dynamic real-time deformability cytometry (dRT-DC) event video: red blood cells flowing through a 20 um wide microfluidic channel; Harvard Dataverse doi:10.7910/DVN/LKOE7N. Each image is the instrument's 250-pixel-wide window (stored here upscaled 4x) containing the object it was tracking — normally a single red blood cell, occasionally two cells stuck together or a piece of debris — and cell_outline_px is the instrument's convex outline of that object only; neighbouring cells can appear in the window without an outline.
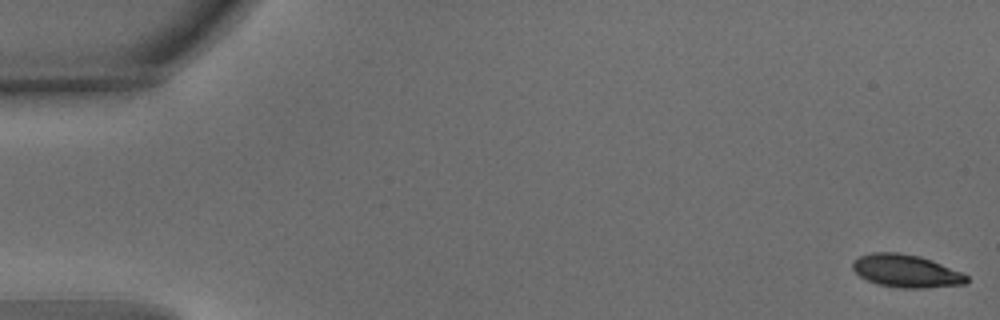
{"species": "common noctule bat (a hibernating species)", "species_latin": "Nyctalus noctula", "temperature_condition": "warm", "stored_images_in_passage": 54, "camera_frame_rate_fps": 3000, "um_per_image_px": 0.085, "animal": {"sex": "male", "body_mass_g": 15.6}, "frame": {"image": 1, "passage_image": 1, "time_ms": 0.0, "image_size_px": [1000, 320], "cell_outline_px": [[968, 280], [964, 284], [924, 288], [904, 288], [876, 284], [860, 276], [852, 268], [852, 260], [860, 256], [872, 252], [900, 252], [920, 256], [932, 260], [960, 272], [968, 276]], "centroid_in_image_um": [76.99, 23.02], "position_along_channel_um": 8.0, "area_um2": 21.73}}
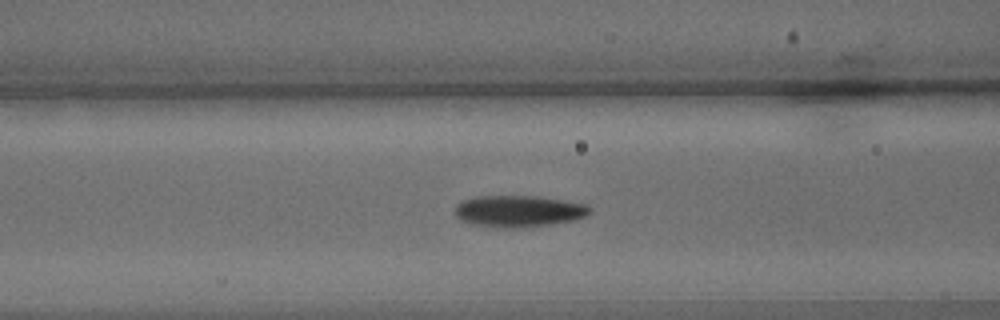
{"frame": {"image": 2, "passage_image": 22, "time_ms": 7.0, "image_size_px": [1000, 320], "cell_outline_px": [[592, 212], [588, 216], [576, 220], [548, 224], [512, 228], [504, 228], [472, 224], [460, 220], [456, 216], [456, 204], [464, 200], [476, 196], [536, 196], [588, 204], [592, 208]], "centroid_in_image_um": [44.13, 17.94], "position_along_channel_um": 122.5, "area_um2": 24.85}}
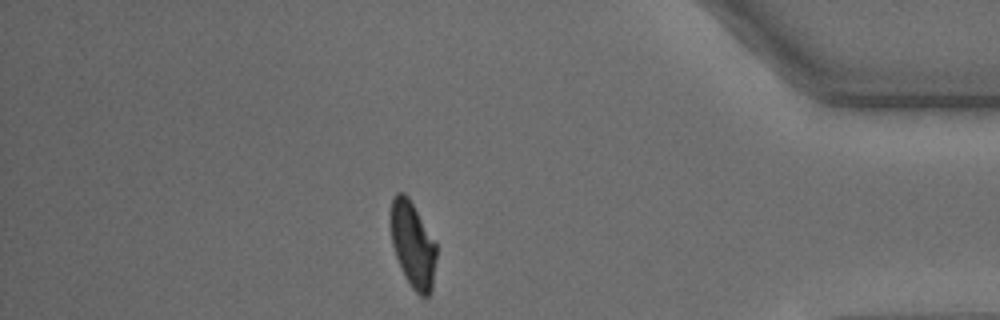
{"frame": {"image": 3, "passage_image": 47, "time_ms": 15.333, "image_size_px": [1000, 320], "cell_outline_px": [[436, 256], [432, 288], [428, 296], [420, 296], [412, 288], [404, 276], [396, 256], [392, 244], [388, 220], [388, 216], [392, 200], [396, 192], [404, 192], [408, 196], [436, 244]], "centroid_in_image_um": [35.04, 20.77], "position_along_channel_um": 400.2, "area_um2": 23.0}, "authors_computed_cell_mechanics": {"area_um2": 23.6402, "velocity_mm_per_s": 3.7571, "shape_relaxation_time_tau1_ms": 2.5874, "shape_relaxation_time_tau2_ms": 1.4996, "deformation_change_tau1": 0.1487, "deformation_change_tau2": 0.0635}}